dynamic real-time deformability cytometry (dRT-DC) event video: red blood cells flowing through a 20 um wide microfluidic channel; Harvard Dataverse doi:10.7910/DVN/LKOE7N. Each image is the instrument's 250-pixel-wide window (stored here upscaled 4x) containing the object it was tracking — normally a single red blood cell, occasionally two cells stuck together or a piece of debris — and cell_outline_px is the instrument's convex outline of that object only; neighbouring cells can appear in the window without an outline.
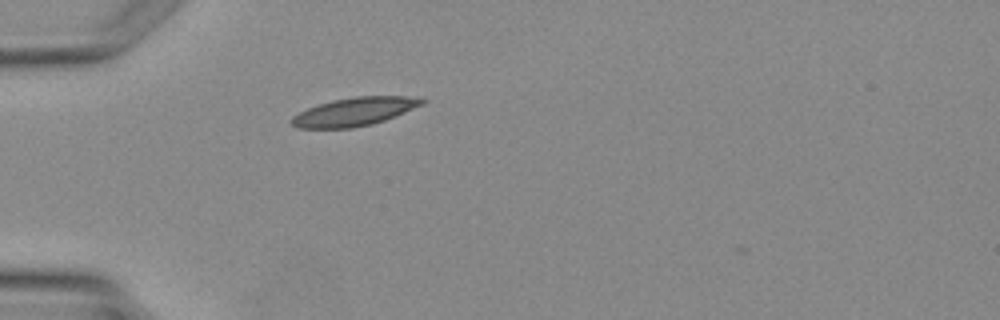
{"species": "Egyptian fruit bat (a non-hibernating species)", "species_latin": "Rousettus aegyptiacus", "temperature_condition": "warm", "stored_images_in_passage": 1, "camera_frame_rate_fps": 3000, "um_per_image_px": 0.085, "animal": {"sex": "female"}, "frame": {"image": 1, "passage_image": 1, "time_ms": 0.0, "image_size_px": [1000, 320], "cell_outline_px": [[428, 100], [424, 104], [384, 120], [372, 124], [352, 128], [296, 128], [288, 120], [292, 116], [308, 108], [332, 100], [352, 96], [420, 96]], "centroid_in_image_um": [30.15, 9.48], "position_along_channel_um": 54.9, "area_um2": 21.68}}